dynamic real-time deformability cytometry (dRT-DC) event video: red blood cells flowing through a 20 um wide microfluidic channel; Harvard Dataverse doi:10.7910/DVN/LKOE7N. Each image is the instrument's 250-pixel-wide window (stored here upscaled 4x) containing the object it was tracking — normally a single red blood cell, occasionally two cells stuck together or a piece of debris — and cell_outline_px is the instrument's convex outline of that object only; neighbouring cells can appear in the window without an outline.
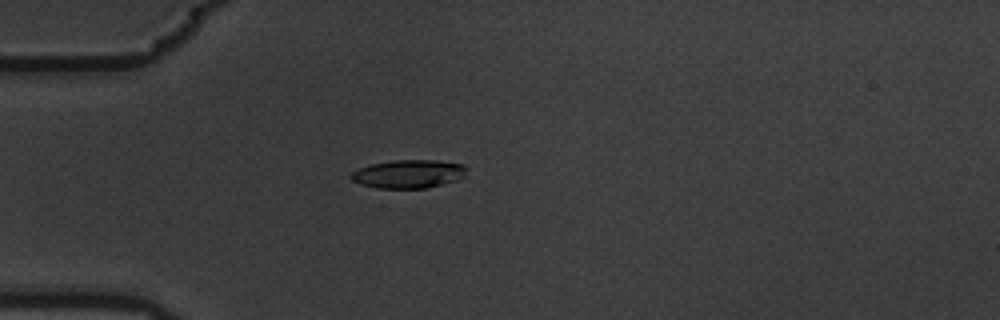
{"species": "common noctule bat (a hibernating species)", "species_latin": "Nyctalus noctula", "temperature_condition": "warm", "stored_images_in_passage": 5, "camera_frame_rate_fps": 3000, "um_per_image_px": 0.085, "animal": {"sex": "male", "body_mass_g": 19.5, "forearm_length_mm": 54.6}, "frame": {"image": 1, "passage_image": 5, "time_ms": 1.333, "image_size_px": [1000, 320], "cell_outline_px": [[468, 168], [464, 176], [456, 180], [428, 188], [376, 188], [360, 184], [352, 180], [348, 176], [352, 172], [360, 168], [372, 164], [396, 160], [436, 160], [464, 164]], "centroid_in_image_um": [34.74, 14.78], "position_along_channel_um": 50.3, "area_um2": 19.13}}